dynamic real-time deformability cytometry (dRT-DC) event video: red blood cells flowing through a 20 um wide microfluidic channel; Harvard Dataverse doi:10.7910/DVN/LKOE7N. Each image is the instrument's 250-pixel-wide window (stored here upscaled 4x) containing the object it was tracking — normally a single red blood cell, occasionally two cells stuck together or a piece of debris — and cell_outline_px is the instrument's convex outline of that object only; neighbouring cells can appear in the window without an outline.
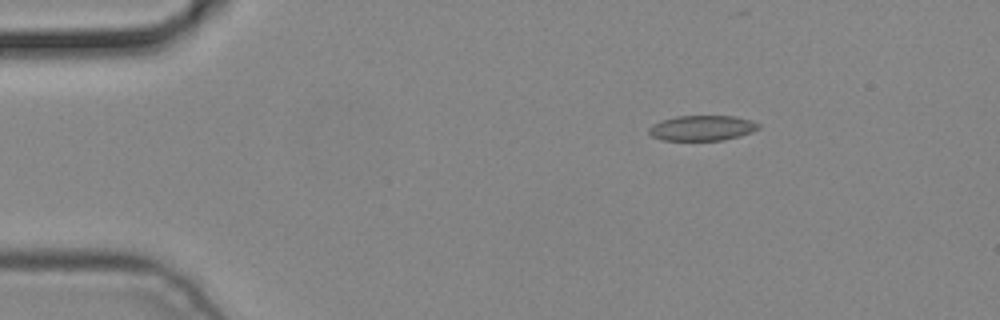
{"species": "common noctule bat (a hibernating species)", "species_latin": "Nyctalus noctula", "temperature_condition": "cold", "stored_images_in_passage": 7, "camera_frame_rate_fps": 3000, "um_per_image_px": 0.085, "animal": {"sex": "male", "body_mass_g": 19.2, "forearm_length_mm": 51.8}, "frame": {"image": 1, "passage_image": 3, "time_ms": 0.667, "image_size_px": [1000, 320], "cell_outline_px": [[760, 128], [752, 132], [740, 136], [724, 140], [664, 140], [652, 136], [648, 132], [648, 128], [652, 124], [660, 120], [676, 116], [736, 116], [752, 120], [760, 124]], "centroid_in_image_um": [59.69, 10.87], "position_along_channel_um": 25.3, "area_um2": 16.3}}
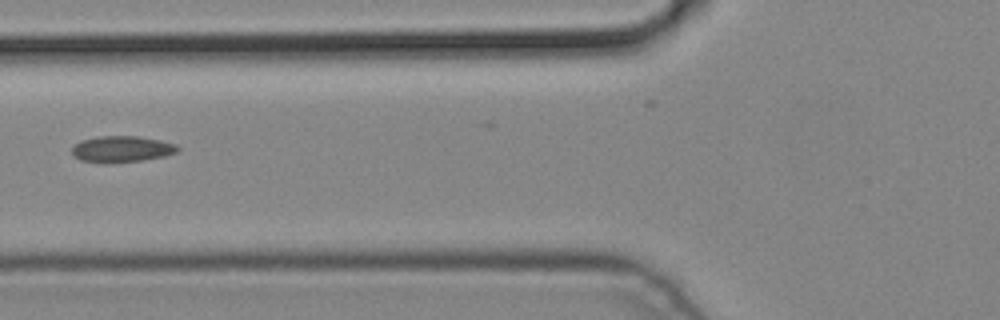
{"frame": {"image": 2, "passage_image": 6, "time_ms": 1.667, "image_size_px": [1000, 320], "cell_outline_px": [[180, 148], [176, 152], [164, 156], [140, 160], [104, 164], [100, 164], [80, 160], [72, 156], [72, 144], [80, 140], [96, 136], [136, 136], [160, 140], [176, 144]], "centroid_in_image_um": [10.26, 12.67], "position_along_channel_um": 115.5, "area_um2": 16.47}}
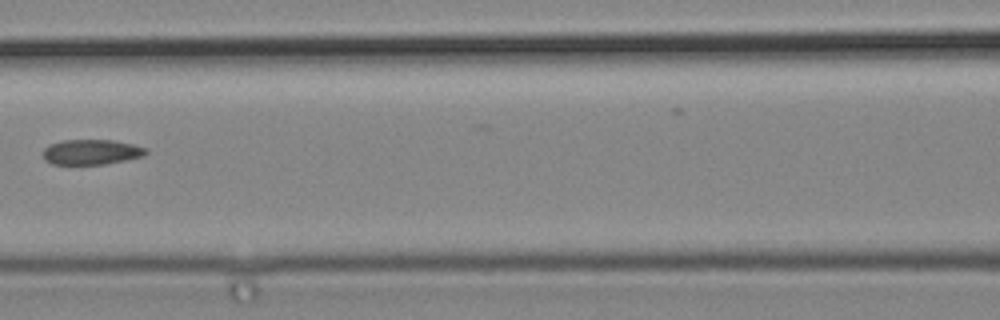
{"frame": {"image": 3, "passage_image": 7, "time_ms": 2.0, "image_size_px": [1000, 320], "cell_outline_px": [[148, 152], [144, 156], [104, 164], [52, 164], [44, 160], [40, 152], [48, 144], [64, 140], [112, 140], [132, 144], [148, 148]], "centroid_in_image_um": [7.72, 12.92], "position_along_channel_um": 158.9, "area_um2": 15.26}}